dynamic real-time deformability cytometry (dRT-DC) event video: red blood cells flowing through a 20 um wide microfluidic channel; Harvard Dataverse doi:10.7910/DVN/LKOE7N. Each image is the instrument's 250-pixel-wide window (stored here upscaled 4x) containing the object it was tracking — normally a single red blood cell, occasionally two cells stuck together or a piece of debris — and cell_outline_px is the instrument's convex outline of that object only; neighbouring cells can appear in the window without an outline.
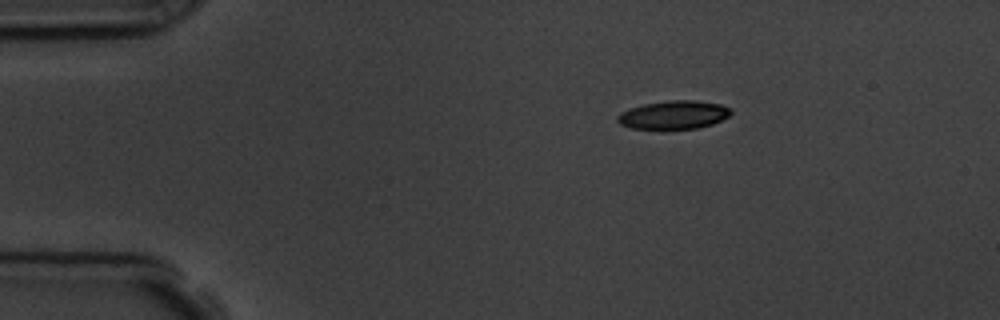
{"species": "common noctule bat (a hibernating species)", "species_latin": "Nyctalus noctula", "temperature_condition": "room temperature", "stored_images_in_passage": 3, "camera_frame_rate_fps": 3000, "um_per_image_px": 0.085, "animal": {"sex": "male", "body_mass_g": 19.5, "forearm_length_mm": 54.6}, "frame": {"image": 1, "passage_image": 1, "time_ms": 0.0, "image_size_px": [1000, 320], "cell_outline_px": [[732, 112], [728, 116], [712, 124], [696, 128], [628, 128], [620, 124], [616, 120], [616, 116], [620, 112], [628, 108], [644, 104], [668, 100], [696, 100], [720, 104], [728, 108]], "centroid_in_image_um": [57.2, 9.75], "position_along_channel_um": 27.8, "area_um2": 18.61}}
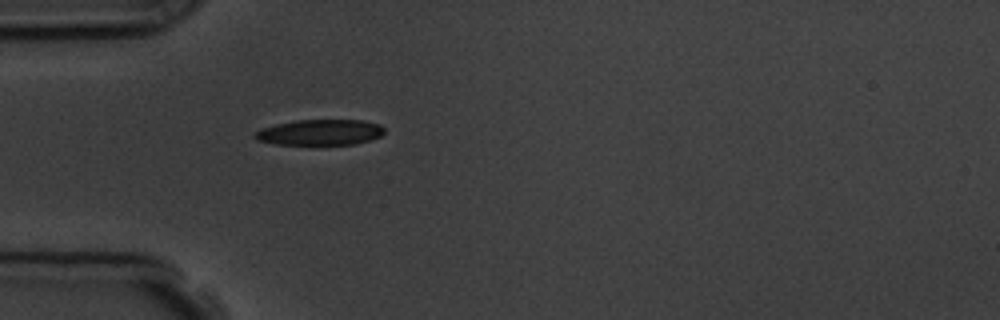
{"frame": {"image": 2, "passage_image": 3, "time_ms": 2.333, "image_size_px": [1000, 320], "cell_outline_px": [[384, 132], [380, 136], [372, 140], [356, 144], [312, 148], [276, 144], [256, 140], [252, 136], [256, 132], [264, 128], [276, 124], [296, 120], [360, 120], [380, 124], [384, 128]], "centroid_in_image_um": [27.2, 11.31], "position_along_channel_um": 57.8, "area_um2": 20.46}}